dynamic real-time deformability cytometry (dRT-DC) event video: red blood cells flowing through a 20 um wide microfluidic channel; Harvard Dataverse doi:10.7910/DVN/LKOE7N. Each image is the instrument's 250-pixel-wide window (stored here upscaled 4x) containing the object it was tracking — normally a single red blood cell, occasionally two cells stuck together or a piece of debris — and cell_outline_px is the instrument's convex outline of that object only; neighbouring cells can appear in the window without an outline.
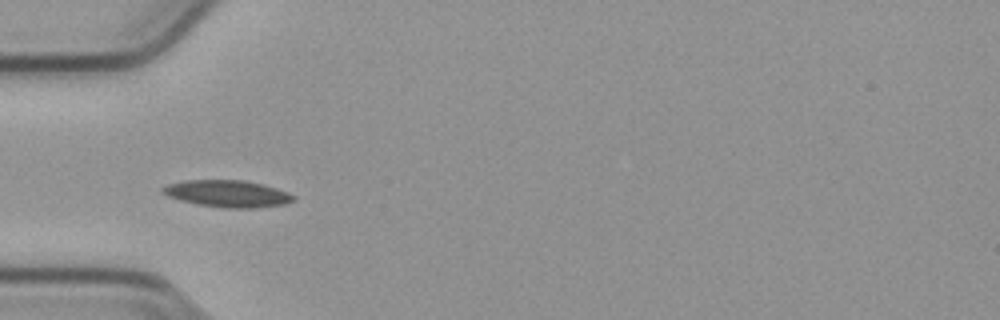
{"species": "common noctule bat (a hibernating species)", "species_latin": "Nyctalus noctula", "temperature_condition": "cold", "stored_images_in_passage": 38, "camera_frame_rate_fps": 3000, "um_per_image_px": 0.085, "animal": {"sex": "male", "body_mass_g": 23.1, "forearm_length_mm": 52.7}, "frame": {"image": 1, "passage_image": 1, "time_ms": 0.0, "image_size_px": [1000, 320], "cell_outline_px": [[296, 200], [284, 204], [256, 208], [224, 208], [196, 204], [180, 200], [168, 196], [160, 192], [160, 188], [168, 184], [184, 180], [244, 180], [276, 188], [288, 192], [296, 196]], "centroid_in_image_um": [19.32, 16.46], "position_along_channel_um": 65.7, "area_um2": 20.63}}
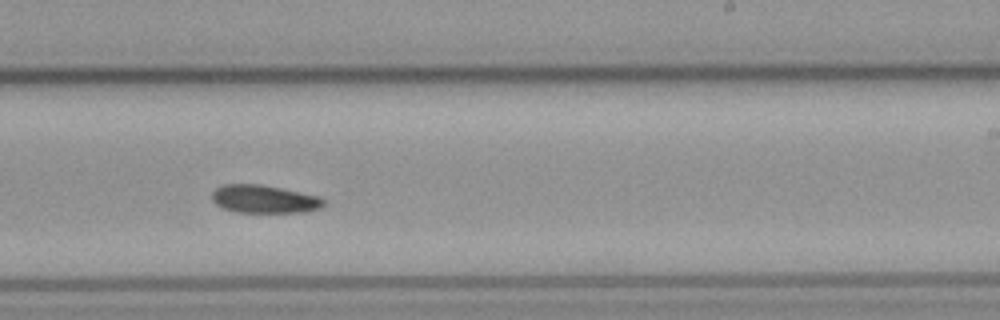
{"frame": {"image": 2, "passage_image": 17, "time_ms": 5.333, "image_size_px": [1000, 320], "cell_outline_px": [[324, 204], [320, 208], [304, 212], [236, 212], [220, 208], [212, 200], [212, 192], [216, 188], [224, 184], [260, 184], [320, 196], [324, 200]], "centroid_in_image_um": [22.43, 16.92], "position_along_channel_um": 266.6, "area_um2": 18.26}}
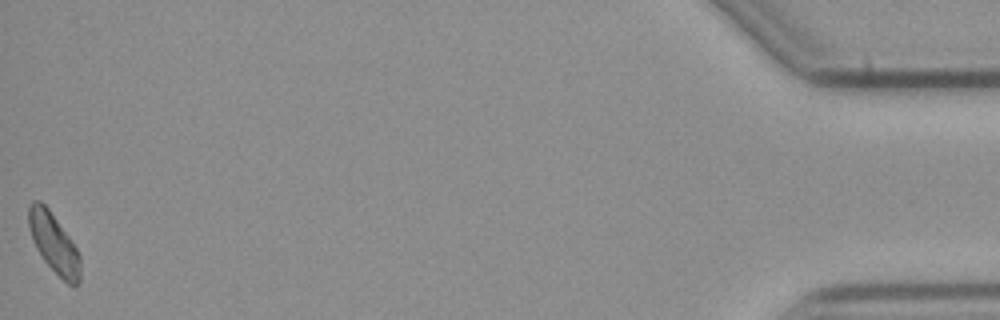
{"frame": {"image": 3, "passage_image": 38, "time_ms": 12.333, "image_size_px": [1000, 320], "cell_outline_px": [[80, 280], [76, 288], [72, 288], [44, 260], [36, 248], [32, 240], [28, 224], [28, 204], [32, 200], [40, 200], [48, 208], [68, 236], [76, 248], [80, 256]], "centroid_in_image_um": [4.57, 20.67], "position_along_channel_um": 430.6, "area_um2": 17.86}}